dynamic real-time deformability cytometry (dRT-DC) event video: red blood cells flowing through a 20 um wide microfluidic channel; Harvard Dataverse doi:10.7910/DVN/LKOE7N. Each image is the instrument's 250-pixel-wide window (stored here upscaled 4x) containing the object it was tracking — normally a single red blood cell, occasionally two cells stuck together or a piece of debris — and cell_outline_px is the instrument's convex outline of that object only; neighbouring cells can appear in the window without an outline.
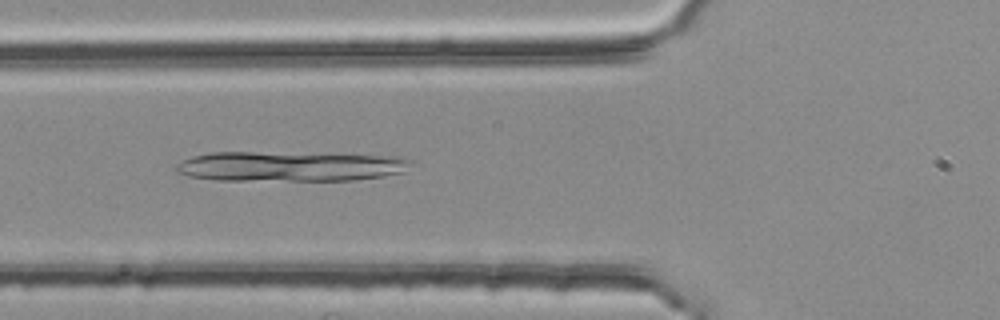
{"species": "common noctule bat (a hibernating species)", "species_latin": "Nyctalus noctula", "temperature_condition": "room temperature", "stored_images_in_passage": 5, "camera_frame_rate_fps": 3000, "um_per_image_px": 0.085, "animal": {"sex": "female", "body_mass_g": 25.1}, "frame": {"image": 1, "passage_image": 4, "time_ms": 1.0, "image_size_px": [1000, 320], "cell_outline_px": [[416, 160], [404, 172], [384, 176], [356, 180], [216, 180], [188, 176], [172, 168], [180, 160], [192, 156], [212, 152], [252, 152], [396, 156]], "centroid_in_image_um": [24.66, 14.14], "position_along_channel_um": 101.1, "area_um2": 41.1}}
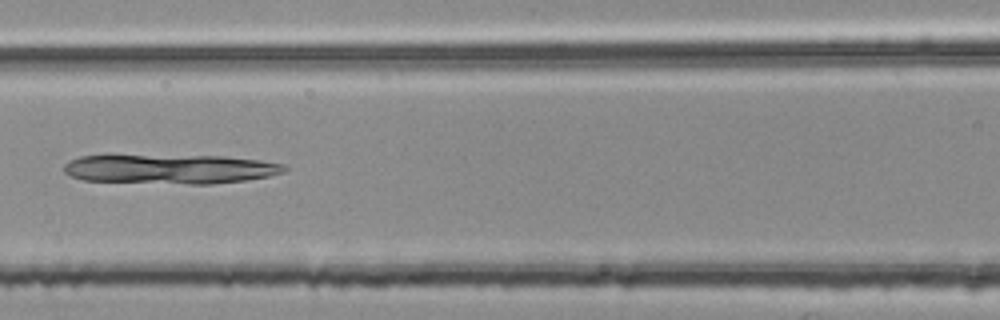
{"frame": {"image": 2, "passage_image": 5, "time_ms": 1.333, "image_size_px": [1000, 320], "cell_outline_px": [[288, 168], [284, 172], [268, 176], [244, 180], [212, 184], [188, 184], [84, 180], [72, 176], [64, 172], [64, 164], [68, 160], [80, 156], [104, 152], [112, 152], [224, 156], [260, 160], [284, 164]], "centroid_in_image_um": [14.33, 14.3], "position_along_channel_um": 152.3, "area_um2": 39.65}}